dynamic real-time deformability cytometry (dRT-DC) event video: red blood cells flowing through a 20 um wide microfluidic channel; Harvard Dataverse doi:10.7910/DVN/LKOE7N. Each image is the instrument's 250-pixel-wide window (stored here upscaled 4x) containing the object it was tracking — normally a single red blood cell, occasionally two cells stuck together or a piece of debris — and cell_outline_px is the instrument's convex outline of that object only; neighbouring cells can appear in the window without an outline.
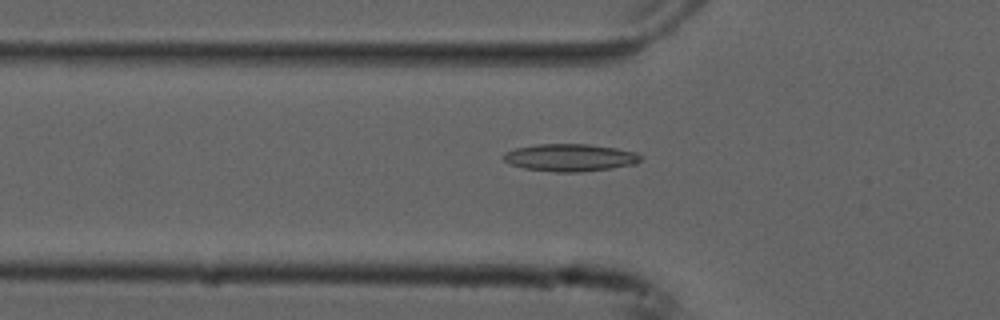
{"species": "common noctule bat (a hibernating species)", "species_latin": "Nyctalus noctula", "temperature_condition": "cold", "stored_images_in_passage": 52, "camera_frame_rate_fps": 3000, "um_per_image_px": 0.085, "animal": {"sex": "male", "forearm_length_mm": 52.5}, "frame": {"image": 1, "passage_image": 17, "time_ms": 5.333, "image_size_px": [1000, 320], "cell_outline_px": [[644, 156], [636, 164], [612, 168], [580, 172], [556, 172], [524, 168], [508, 164], [500, 156], [504, 152], [516, 148], [536, 144], [588, 144], [616, 148], [636, 152]], "centroid_in_image_um": [48.44, 13.39], "position_along_channel_um": 77.4, "area_um2": 22.14}}
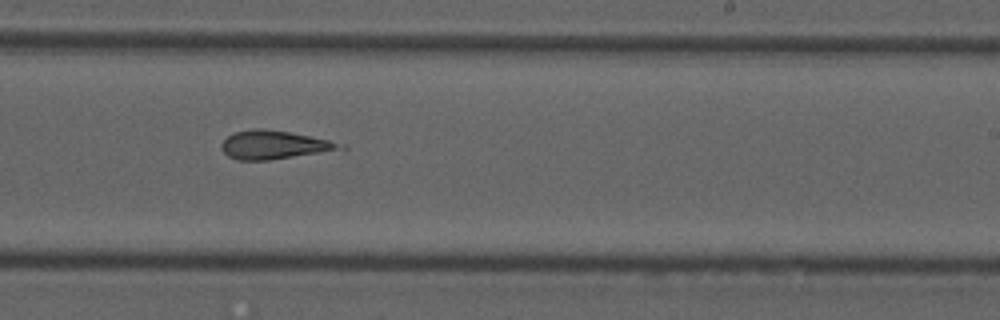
{"frame": {"image": 2, "passage_image": 32, "time_ms": 10.333, "image_size_px": [1000, 320], "cell_outline_px": [[348, 148], [268, 160], [236, 160], [228, 156], [224, 152], [220, 144], [228, 136], [236, 132], [256, 128], [264, 128], [288, 132], [328, 140], [344, 144]], "centroid_in_image_um": [23.27, 12.31], "position_along_channel_um": 265.7, "area_um2": 19.36}}
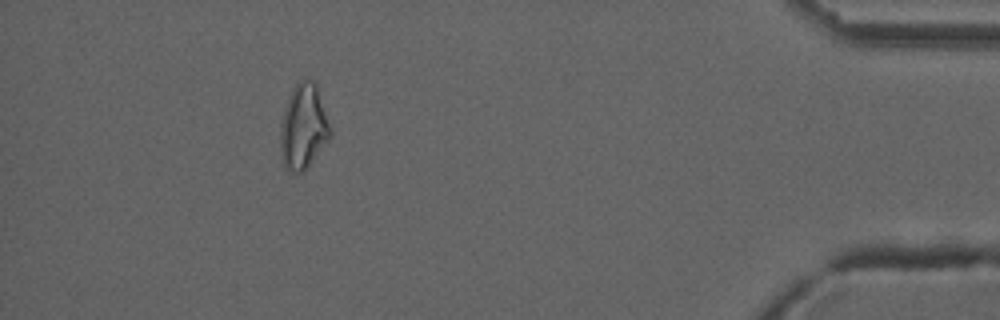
{"frame": {"image": 3, "passage_image": 48, "time_ms": 15.667, "image_size_px": [1000, 320], "cell_outline_px": [[332, 136], [304, 172], [292, 172], [284, 168], [280, 152], [280, 124], [284, 108], [288, 96], [292, 88], [300, 80], [316, 80], [332, 128]], "centroid_in_image_um": [25.81, 10.76], "position_along_channel_um": 409.4, "area_um2": 25.43}}